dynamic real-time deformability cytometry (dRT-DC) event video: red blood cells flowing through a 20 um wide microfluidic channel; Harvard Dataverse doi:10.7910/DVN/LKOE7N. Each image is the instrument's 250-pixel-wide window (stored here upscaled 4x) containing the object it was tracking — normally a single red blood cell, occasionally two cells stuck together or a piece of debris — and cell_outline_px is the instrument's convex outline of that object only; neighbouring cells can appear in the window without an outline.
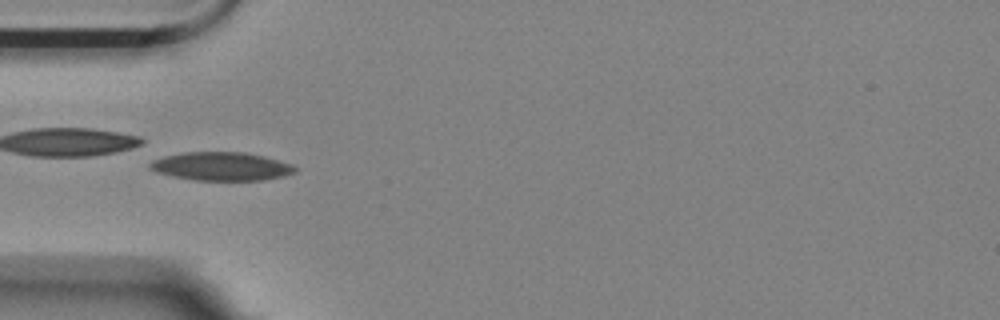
{"species": "Egyptian fruit bat (a non-hibernating species)", "species_latin": "Rousettus aegyptiacus", "temperature_condition": "room temperature", "stored_images_in_passage": 54, "camera_frame_rate_fps": 3000, "um_per_image_px": 0.085, "animal": {"sex": "female"}, "frame": {"image": 1, "passage_image": 16, "time_ms": 5.0, "image_size_px": [1000, 320], "cell_outline_px": [[296, 172], [284, 176], [264, 180], [196, 180], [172, 176], [156, 172], [148, 168], [148, 164], [152, 160], [164, 156], [184, 152], [244, 152], [264, 156], [292, 164], [296, 168]], "centroid_in_image_um": [18.8, 14.14], "position_along_channel_um": 66.2, "area_um2": 24.1}}